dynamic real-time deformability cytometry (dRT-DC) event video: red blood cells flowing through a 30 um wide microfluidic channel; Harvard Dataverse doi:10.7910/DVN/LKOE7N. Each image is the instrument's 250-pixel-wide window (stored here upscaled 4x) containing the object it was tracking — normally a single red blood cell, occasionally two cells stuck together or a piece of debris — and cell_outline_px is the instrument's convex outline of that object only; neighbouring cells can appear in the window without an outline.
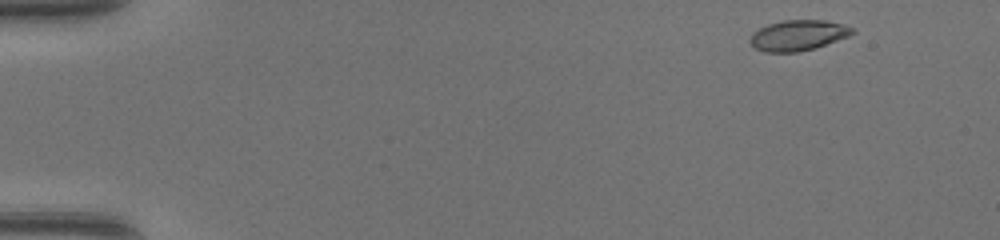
{"species": "common noctule bat (a hibernating species)", "species_latin": "Nyctalus noctula", "temperature_condition": "warm", "stored_images_in_passage": 45, "camera_frame_rate_fps": 3000, "um_per_image_px": 0.085, "animal": {"sex": "female", "body_mass_g": 17.0, "forearm_length_mm": 48.0}, "frame": {"image": 1, "passage_image": 1, "time_ms": 0.0, "image_size_px": [1000, 240], "cell_outline_px": [[856, 32], [848, 36], [816, 48], [796, 52], [764, 52], [756, 48], [748, 40], [752, 32], [768, 24], [784, 20], [824, 20], [844, 24], [852, 28]], "centroid_in_image_um": [67.83, 3.0], "position_along_channel_um": 17.2, "area_um2": 18.21}}
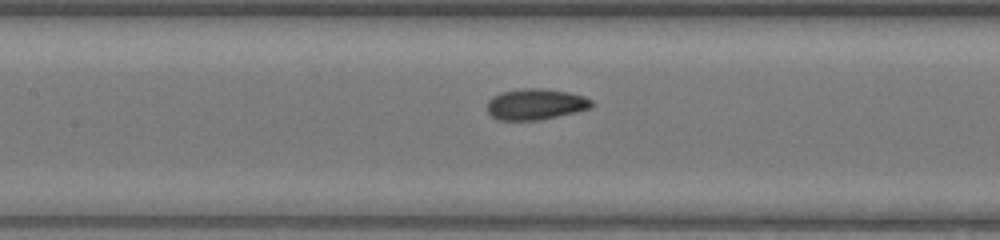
{"frame": {"image": 2, "passage_image": 20, "time_ms": 6.333, "image_size_px": [1000, 240], "cell_outline_px": [[596, 104], [592, 108], [576, 112], [536, 120], [496, 120], [488, 112], [488, 100], [492, 96], [500, 92], [524, 88], [544, 88], [568, 92], [584, 96], [592, 100]], "centroid_in_image_um": [45.54, 8.85], "position_along_channel_um": 161.9, "area_um2": 19.02}}
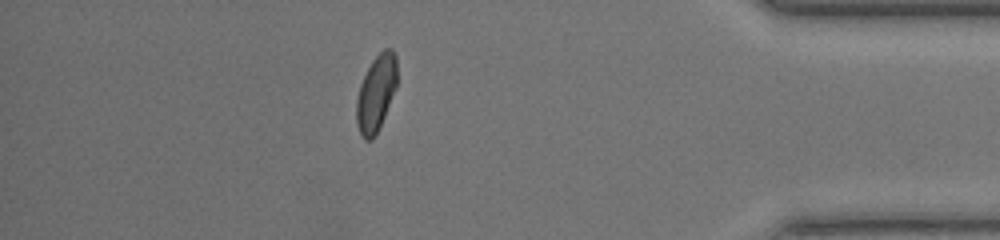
{"frame": {"image": 3, "passage_image": 39, "time_ms": 12.667, "image_size_px": [1000, 240], "cell_outline_px": [[396, 88], [384, 116], [372, 140], [364, 140], [360, 136], [356, 124], [356, 100], [360, 84], [372, 60], [384, 48], [392, 48], [396, 56]], "centroid_in_image_um": [31.95, 7.92], "position_along_channel_um": 403.3, "area_um2": 17.92}, "authors_computed_cell_mechanics": {"area_um2": 18.2648, "velocity_mm_per_s": 4.3961, "shape_relaxation_time_tau1_ms": 3.5514, "shape_relaxation_time_tau2_ms": 0.7684, "deformation_change_tau1": 0.1356, "deformation_change_tau2": 0.0488}}